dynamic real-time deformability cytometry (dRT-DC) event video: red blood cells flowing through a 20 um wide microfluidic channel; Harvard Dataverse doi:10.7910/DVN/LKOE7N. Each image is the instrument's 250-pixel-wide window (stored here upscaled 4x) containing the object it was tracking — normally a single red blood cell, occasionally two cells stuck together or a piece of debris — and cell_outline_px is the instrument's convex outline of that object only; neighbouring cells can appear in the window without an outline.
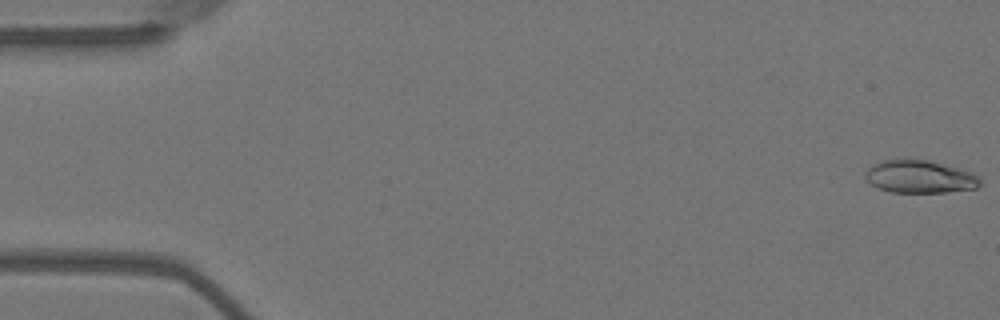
{"species": "Egyptian fruit bat (a non-hibernating species)", "species_latin": "Rousettus aegyptiacus", "temperature_condition": "warm", "stored_images_in_passage": 55, "camera_frame_rate_fps": 3000, "um_per_image_px": 0.085, "animal": {"sex": "female"}, "frame": {"image": 1, "passage_image": 1, "time_ms": 0.0, "image_size_px": [1000, 320], "cell_outline_px": [[980, 184], [976, 188], [944, 192], [892, 192], [880, 188], [872, 184], [864, 176], [864, 172], [872, 164], [884, 160], [928, 160], [972, 172], [980, 176]], "centroid_in_image_um": [78.18, 15.02], "position_along_channel_um": 6.8, "area_um2": 21.62}}
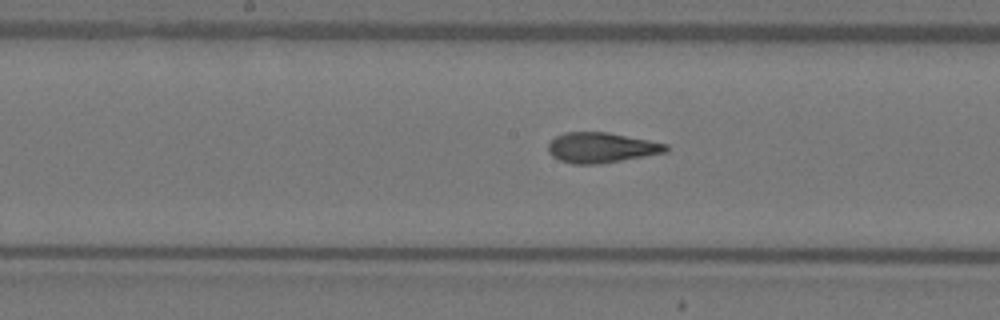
{"frame": {"image": 2, "passage_image": 28, "time_ms": 9.0, "image_size_px": [1000, 320], "cell_outline_px": [[668, 152], [600, 164], [572, 164], [560, 160], [552, 156], [548, 152], [548, 144], [556, 136], [564, 132], [608, 132], [668, 144]], "centroid_in_image_um": [51.11, 12.55], "position_along_channel_um": 197.1, "area_um2": 20.81}}
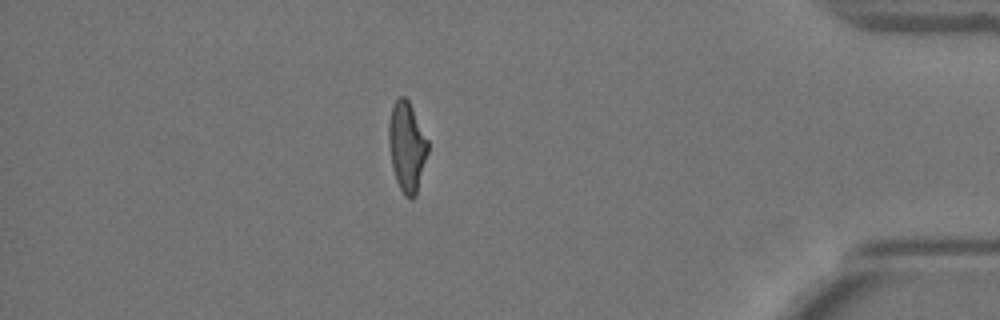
{"frame": {"image": 3, "passage_image": 48, "time_ms": 15.667, "image_size_px": [1000, 320], "cell_outline_px": [[428, 152], [416, 196], [412, 200], [404, 196], [396, 180], [392, 168], [388, 144], [388, 120], [392, 108], [396, 100], [400, 96], [404, 96], [408, 100], [428, 140]], "centroid_in_image_um": [34.57, 12.5], "position_along_channel_um": 400.6, "area_um2": 20.58}, "authors_computed_cell_mechanics": {"area_um2": 21.1548, "velocity_mm_per_s": 3.6802, "shape_relaxation_time_tau1_ms": 10.4853, "shape_relaxation_time_tau2_ms": 1.4603, "deformation_change_tau1": 0.2806, "deformation_change_tau2": 0.0983}}